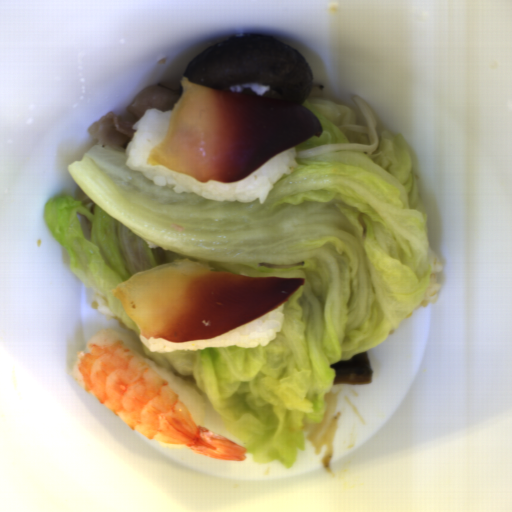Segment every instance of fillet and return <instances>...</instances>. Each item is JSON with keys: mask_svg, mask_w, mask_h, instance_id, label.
Here are the masks:
<instances>
[{"mask_svg": "<svg viewBox=\"0 0 512 512\" xmlns=\"http://www.w3.org/2000/svg\"><path fill=\"white\" fill-rule=\"evenodd\" d=\"M306 278L247 276L180 259L132 275L112 290L145 338L196 341L272 312Z\"/></svg>", "mask_w": 512, "mask_h": 512, "instance_id": "2", "label": "fillet"}, {"mask_svg": "<svg viewBox=\"0 0 512 512\" xmlns=\"http://www.w3.org/2000/svg\"><path fill=\"white\" fill-rule=\"evenodd\" d=\"M162 141L148 165L196 181L236 183L276 155L324 134L304 104L283 98L221 91L183 76Z\"/></svg>", "mask_w": 512, "mask_h": 512, "instance_id": "1", "label": "fillet"}]
</instances>
